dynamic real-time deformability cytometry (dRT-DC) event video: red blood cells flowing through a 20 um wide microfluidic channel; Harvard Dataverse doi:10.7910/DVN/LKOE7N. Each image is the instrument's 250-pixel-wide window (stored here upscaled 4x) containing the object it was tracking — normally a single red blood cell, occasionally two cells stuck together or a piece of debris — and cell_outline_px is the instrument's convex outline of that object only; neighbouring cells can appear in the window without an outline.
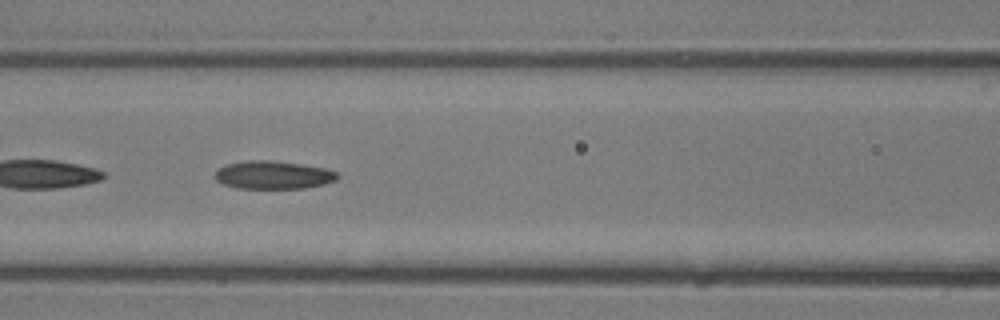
{"species": "common noctule bat (a hibernating species)", "species_latin": "Nyctalus noctula", "temperature_condition": "room temperature", "stored_images_in_passage": 32, "camera_frame_rate_fps": 3000, "um_per_image_px": 0.085, "animal": {"sex": "male", "body_mass_g": 13.3}, "frame": {"image": 1, "passage_image": 15, "time_ms": 4.667, "image_size_px": [1000, 320], "cell_outline_px": [[340, 176], [336, 180], [304, 188], [236, 188], [224, 184], [216, 180], [212, 176], [216, 168], [224, 164], [248, 160], [268, 160], [300, 164], [324, 168], [336, 172]], "centroid_in_image_um": [23.13, 14.86], "position_along_channel_um": 143.5, "area_um2": 20.06}}
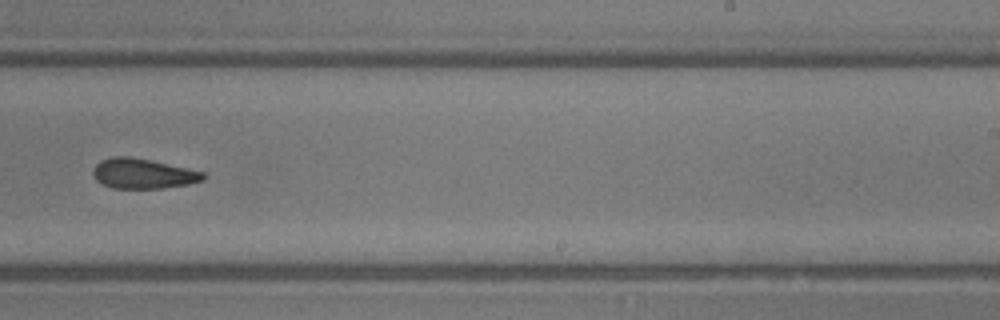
{"frame": {"image": 2, "passage_image": 22, "time_ms": 7.0, "image_size_px": [1000, 320], "cell_outline_px": [[204, 180], [188, 184], [164, 188], [112, 188], [96, 180], [92, 176], [92, 172], [96, 164], [100, 160], [112, 156], [128, 156], [148, 160], [204, 172]], "centroid_in_image_um": [12.1, 14.76], "position_along_channel_um": 276.9, "area_um2": 19.07}}
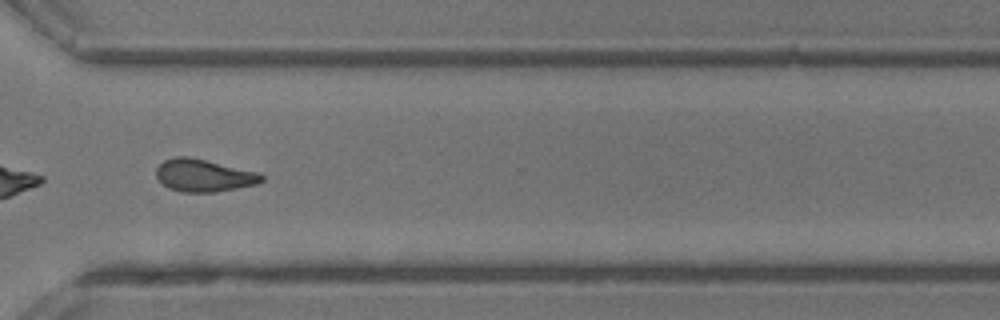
{"frame": {"image": 3, "passage_image": 26, "time_ms": 8.333, "image_size_px": [1000, 320], "cell_outline_px": [[264, 180], [256, 184], [236, 188], [212, 192], [180, 192], [168, 188], [156, 176], [156, 168], [164, 160], [176, 156], [188, 156], [260, 172], [264, 176]], "centroid_in_image_um": [17.33, 14.9], "position_along_channel_um": 353.3, "area_um2": 19.94}}